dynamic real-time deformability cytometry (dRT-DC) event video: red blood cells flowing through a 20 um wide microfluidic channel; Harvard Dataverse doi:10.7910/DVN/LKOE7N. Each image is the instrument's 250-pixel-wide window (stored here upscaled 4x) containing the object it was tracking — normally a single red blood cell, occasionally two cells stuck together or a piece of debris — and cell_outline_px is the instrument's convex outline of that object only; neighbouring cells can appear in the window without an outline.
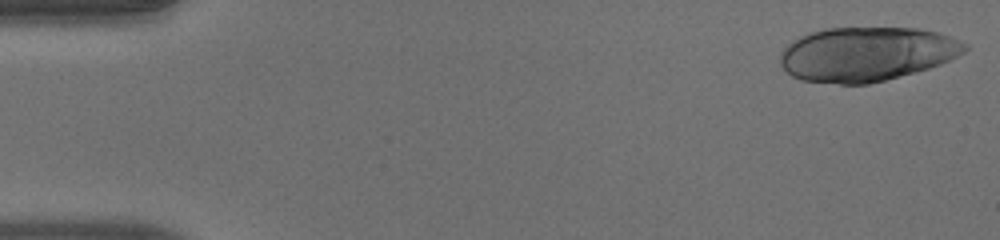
{"species": "human", "species_latin": "Homo sapiens", "temperature_condition": "warm", "stored_images_in_passage": 18, "camera_frame_rate_fps": 3000, "um_per_image_px": 0.085, "donor": {"sex": "male"}, "frame": {"image": 1, "passage_image": 1, "time_ms": 0.0, "image_size_px": [1000, 240], "cell_outline_px": [[968, 48], [964, 52], [940, 64], [928, 68], [884, 80], [868, 84], [840, 84], [800, 80], [792, 76], [780, 64], [780, 52], [792, 40], [808, 32], [824, 28], [920, 28], [936, 32], [948, 36], [968, 44]], "centroid_in_image_um": [73.62, 4.59], "position_along_channel_um": 11.4, "area_um2": 58.26}}
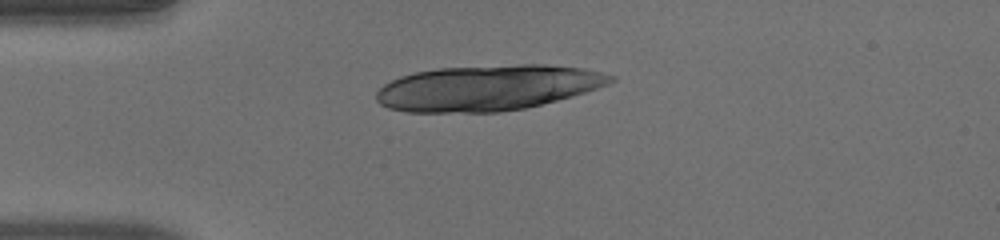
{"frame": {"image": 2, "passage_image": 12, "time_ms": 3.667, "image_size_px": [1000, 240], "cell_outline_px": [[616, 80], [608, 84], [572, 96], [524, 108], [500, 112], [404, 112], [388, 108], [380, 104], [376, 100], [376, 92], [384, 84], [400, 76], [416, 72], [436, 68], [520, 64], [544, 64], [584, 68], [616, 76]], "centroid_in_image_um": [41.42, 7.46], "position_along_channel_um": 43.6, "area_um2": 62.19}}